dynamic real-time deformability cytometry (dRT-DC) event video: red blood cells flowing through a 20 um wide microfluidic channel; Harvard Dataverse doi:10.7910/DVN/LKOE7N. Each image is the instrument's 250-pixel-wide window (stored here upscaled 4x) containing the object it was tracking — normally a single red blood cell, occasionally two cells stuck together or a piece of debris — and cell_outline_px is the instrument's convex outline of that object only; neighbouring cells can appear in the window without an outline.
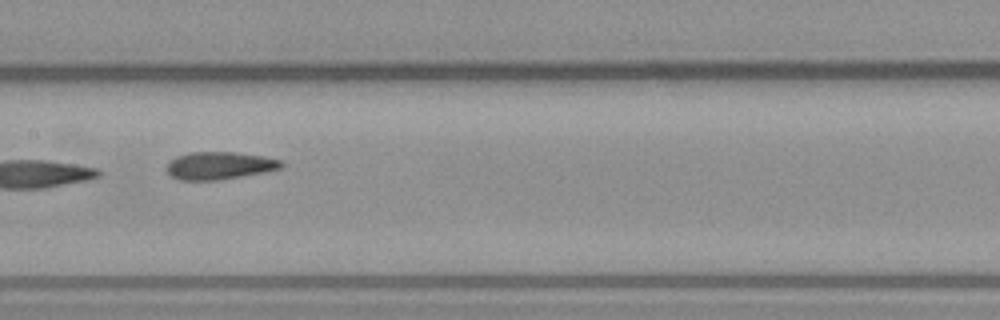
{"species": "common noctule bat (a hibernating species)", "species_latin": "Nyctalus noctula", "temperature_condition": "warm", "stored_images_in_passage": 9, "camera_frame_rate_fps": 3000, "um_per_image_px": 0.085, "animal": {"sex": "male", "body_mass_g": 23.1, "forearm_length_mm": 52.7}, "frame": {"image": 1, "passage_image": 7, "time_ms": 7.0, "image_size_px": [1000, 320], "cell_outline_px": [[284, 164], [280, 168], [264, 172], [220, 180], [180, 180], [172, 176], [168, 172], [168, 164], [176, 156], [188, 152], [236, 152], [264, 156], [280, 160]], "centroid_in_image_um": [18.66, 14.07], "position_along_channel_um": 188.7, "area_um2": 18.32}}
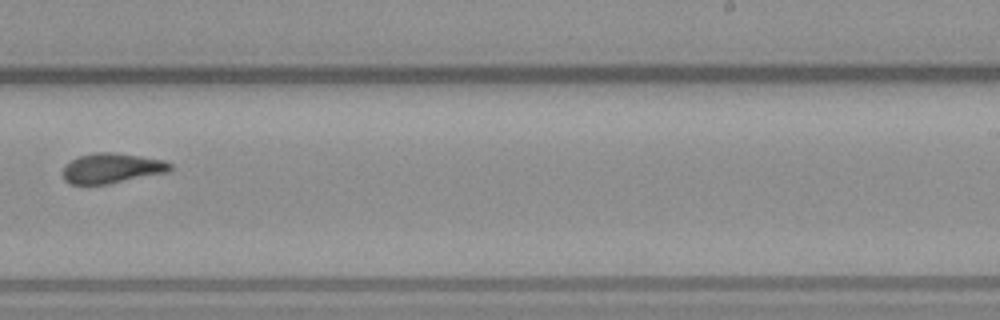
{"frame": {"image": 2, "passage_image": 9, "time_ms": 9.333, "image_size_px": [1000, 320], "cell_outline_px": [[172, 168], [168, 172], [108, 184], [72, 184], [64, 180], [64, 168], [72, 160], [80, 156], [96, 152], [112, 152], [140, 156], [164, 160], [172, 164]], "centroid_in_image_um": [9.54, 14.3], "position_along_channel_um": 279.5, "area_um2": 18.55}}